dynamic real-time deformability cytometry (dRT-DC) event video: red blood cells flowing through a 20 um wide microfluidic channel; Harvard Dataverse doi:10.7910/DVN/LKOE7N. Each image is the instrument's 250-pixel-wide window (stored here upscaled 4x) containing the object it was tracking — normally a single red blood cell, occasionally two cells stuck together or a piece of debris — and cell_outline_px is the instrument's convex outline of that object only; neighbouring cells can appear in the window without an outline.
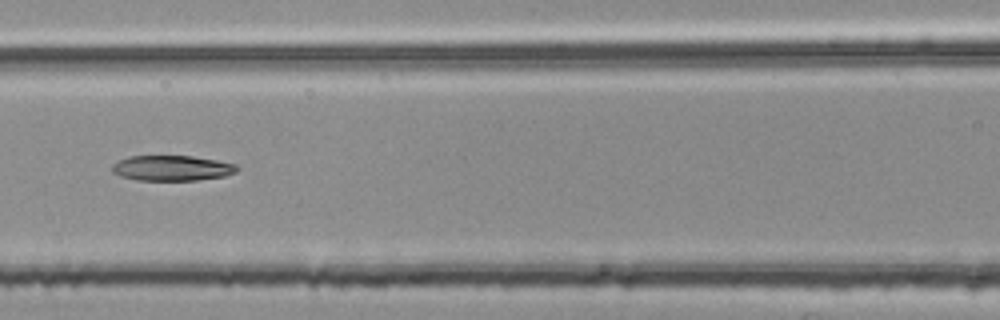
{"species": "common noctule bat (a hibernating species)", "species_latin": "Nyctalus noctula", "temperature_condition": "room temperature", "stored_images_in_passage": 54, "segment_of_instrument_passage": [2, 2], "camera_frame_rate_fps": 3000, "um_per_image_px": 0.085, "animal": {"sex": "female", "body_mass_g": 25.1}, "frame": {"image": 1, "passage_image": 24, "time_ms": 7.667, "image_size_px": [1000, 320], "cell_outline_px": [[236, 172], [224, 176], [196, 180], [136, 180], [120, 176], [112, 172], [112, 164], [128, 156], [192, 156], [216, 160], [236, 164]], "centroid_in_image_um": [14.58, 14.29], "position_along_channel_um": 152.0, "area_um2": 18.32}}
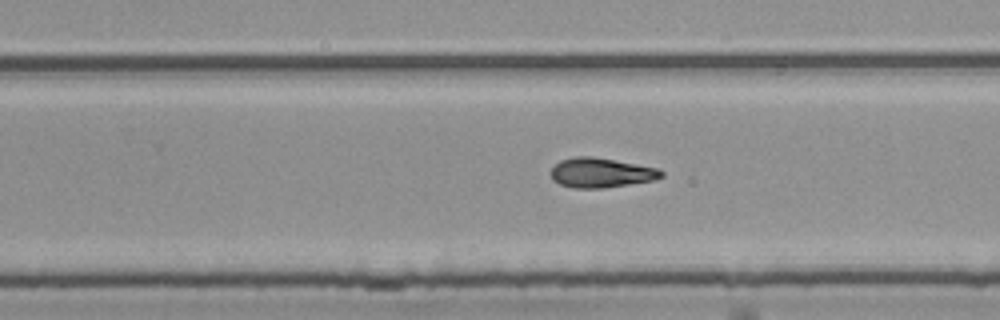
{"frame": {"image": 2, "passage_image": 34, "time_ms": 11.0, "image_size_px": [1000, 320], "cell_outline_px": [[664, 176], [652, 180], [604, 188], [572, 188], [560, 184], [552, 180], [552, 168], [560, 160], [576, 156], [592, 156], [660, 168], [664, 172]], "centroid_in_image_um": [51.1, 14.68], "position_along_channel_um": 278.7, "area_um2": 19.07}}
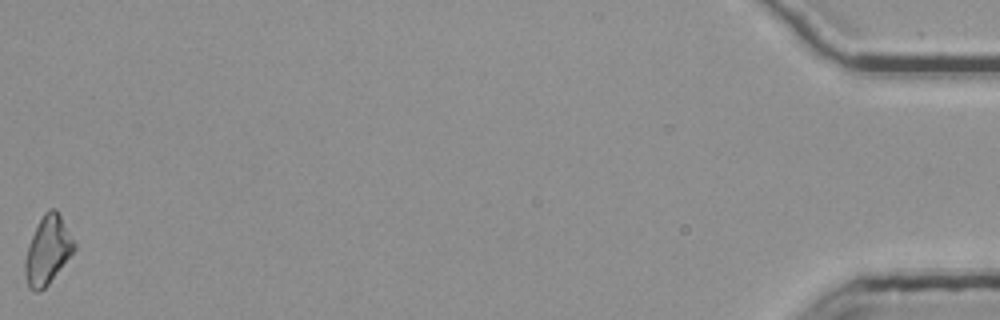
{"frame": {"image": 3, "passage_image": 54, "time_ms": 17.667, "image_size_px": [1000, 320], "cell_outline_px": [[76, 248], [48, 284], [40, 292], [36, 292], [28, 288], [24, 272], [24, 264], [28, 248], [32, 236], [44, 212], [48, 208], [56, 208], [76, 244]], "centroid_in_image_um": [4.04, 21.28], "position_along_channel_um": 431.2, "area_um2": 19.19}}